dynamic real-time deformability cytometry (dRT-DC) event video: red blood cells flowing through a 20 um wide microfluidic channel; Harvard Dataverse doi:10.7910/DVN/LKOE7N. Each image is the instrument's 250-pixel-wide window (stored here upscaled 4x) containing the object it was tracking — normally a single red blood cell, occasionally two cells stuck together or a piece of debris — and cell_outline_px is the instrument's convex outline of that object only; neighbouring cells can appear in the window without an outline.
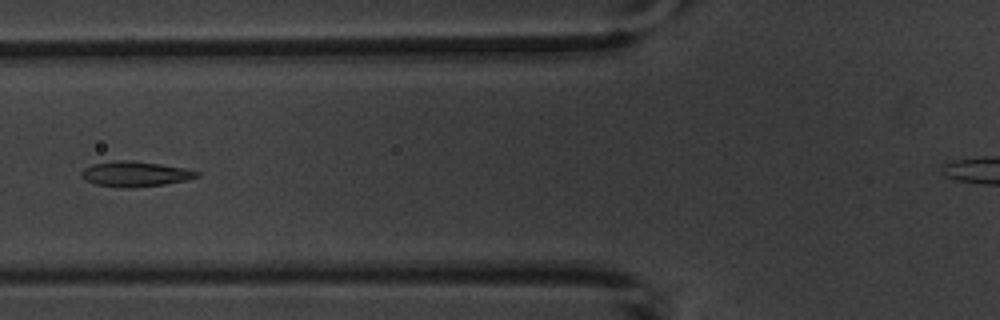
{"species": "common noctule bat (a hibernating species)", "species_latin": "Nyctalus noctula", "temperature_condition": "warm", "stored_images_in_passage": 10, "camera_frame_rate_fps": 3000, "um_per_image_px": 0.085, "animal": {"sex": "male", "body_mass_g": 20.1, "forearm_length_mm": 53.5}, "frame": {"image": 1, "passage_image": 6, "time_ms": 7.0, "image_size_px": [1000, 320], "cell_outline_px": [[200, 176], [184, 180], [164, 184], [132, 188], [124, 188], [96, 184], [84, 180], [80, 176], [80, 172], [84, 168], [92, 164], [112, 160], [132, 160], [160, 164], [184, 168], [200, 172]], "centroid_in_image_um": [11.44, 14.78], "position_along_channel_um": 114.4, "area_um2": 17.05}}
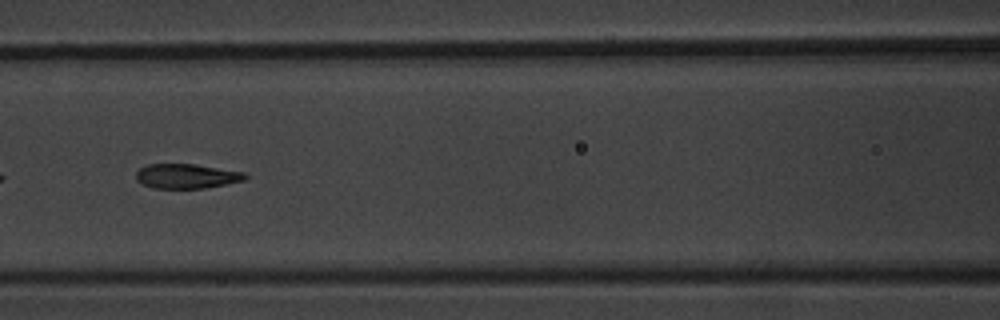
{"frame": {"image": 2, "passage_image": 7, "time_ms": 8.0, "image_size_px": [1000, 320], "cell_outline_px": [[248, 176], [244, 180], [228, 184], [204, 188], [152, 188], [136, 180], [136, 172], [140, 168], [148, 164], [196, 164], [244, 172]], "centroid_in_image_um": [15.87, 14.97], "position_along_channel_um": 150.7, "area_um2": 15.66}}
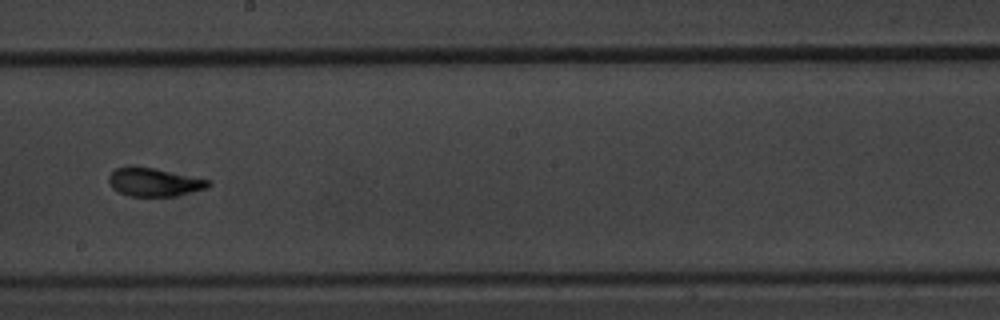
{"frame": {"image": 3, "passage_image": 9, "time_ms": 10.333, "image_size_px": [1000, 320], "cell_outline_px": [[212, 184], [208, 188], [176, 196], [128, 196], [112, 188], [108, 180], [108, 176], [116, 168], [132, 164], [156, 168], [212, 180]], "centroid_in_image_um": [13.12, 15.46], "position_along_channel_um": 235.1, "area_um2": 16.94}}